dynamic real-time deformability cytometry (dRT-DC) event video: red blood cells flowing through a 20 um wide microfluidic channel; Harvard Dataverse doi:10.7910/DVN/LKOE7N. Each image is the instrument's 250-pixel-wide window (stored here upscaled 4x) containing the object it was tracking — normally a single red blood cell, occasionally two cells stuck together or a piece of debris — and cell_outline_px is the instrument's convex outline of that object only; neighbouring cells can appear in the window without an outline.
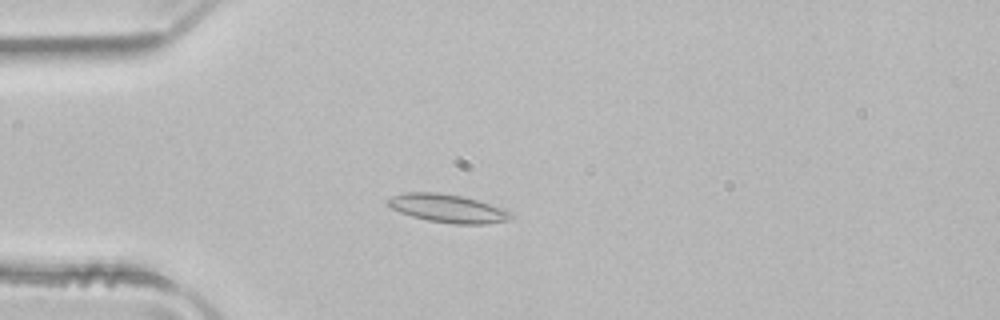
{"species": "common noctule bat (a hibernating species)", "species_latin": "Nyctalus noctula", "temperature_condition": "room temperature", "stored_images_in_passage": 50, "camera_frame_rate_fps": 3000, "um_per_image_px": 0.085, "animal": {"sex": "male", "body_mass_g": 21.5, "forearm_length_mm": 52.0}, "frame": {"image": 1, "passage_image": 13, "time_ms": 4.0, "image_size_px": [1000, 320], "cell_outline_px": [[516, 216], [508, 220], [488, 224], [456, 224], [428, 220], [412, 216], [400, 212], [384, 204], [384, 200], [392, 196], [404, 192], [440, 192], [464, 196], [512, 212]], "centroid_in_image_um": [38.02, 17.7], "position_along_channel_um": 47.0, "area_um2": 20.4}}
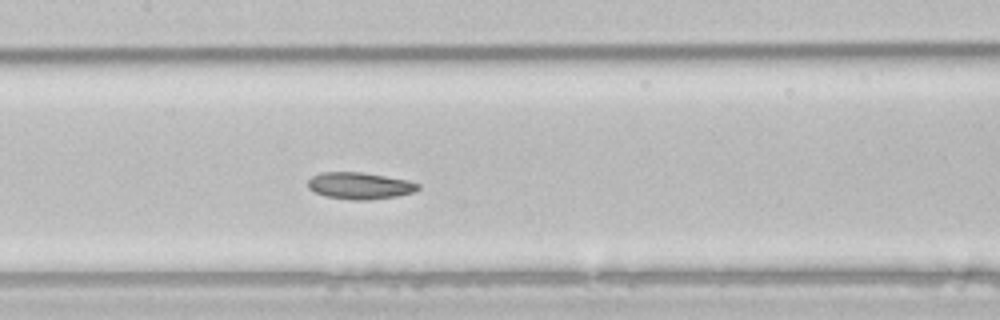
{"frame": {"image": 2, "passage_image": 24, "time_ms": 7.667, "image_size_px": [1000, 320], "cell_outline_px": [[420, 188], [412, 192], [396, 196], [368, 200], [352, 200], [324, 196], [308, 188], [308, 180], [312, 176], [320, 172], [360, 172], [408, 180], [420, 184]], "centroid_in_image_um": [30.56, 15.78], "position_along_channel_um": 176.8, "area_um2": 17.11}}
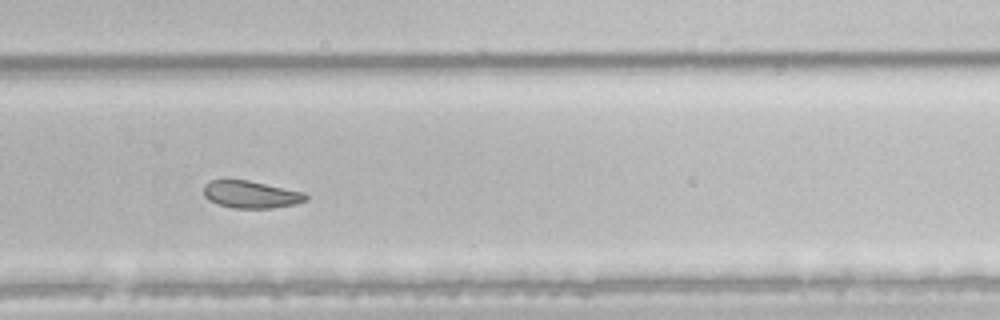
{"frame": {"image": 3, "passage_image": 34, "time_ms": 11.0, "image_size_px": [1000, 320], "cell_outline_px": [[308, 200], [296, 204], [272, 208], [232, 208], [208, 200], [204, 196], [204, 184], [208, 180], [248, 180], [304, 192], [308, 196]], "centroid_in_image_um": [21.33, 16.53], "position_along_channel_um": 308.5, "area_um2": 16.3}, "authors_computed_cell_mechanics": {"area_um2": 19.7098, "velocity_mm_per_s": 3.9745, "shape_relaxation_time_tau1_ms": 7.9698, "shape_relaxation_time_tau2_ms": 8.9739, "deformation_change_tau1": 0.1406, "deformation_change_tau2": 0.1509}}